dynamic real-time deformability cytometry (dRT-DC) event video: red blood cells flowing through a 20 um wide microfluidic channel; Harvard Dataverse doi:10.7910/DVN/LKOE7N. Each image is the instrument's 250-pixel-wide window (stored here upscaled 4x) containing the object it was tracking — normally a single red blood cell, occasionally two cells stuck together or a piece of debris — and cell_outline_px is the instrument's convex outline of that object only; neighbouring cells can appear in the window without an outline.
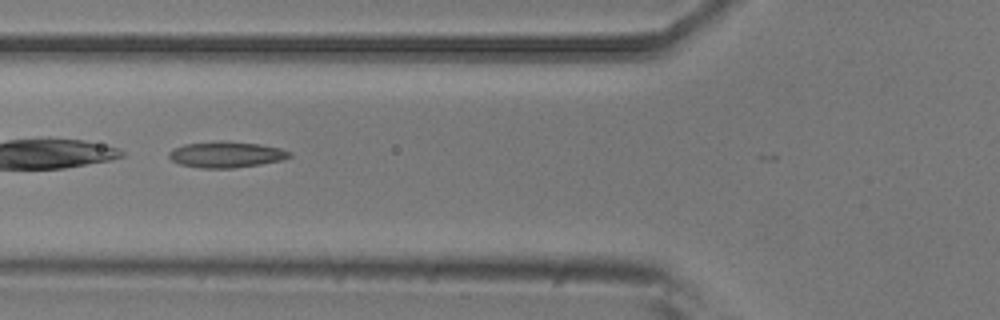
{"species": "common noctule bat (a hibernating species)", "species_latin": "Nyctalus noctula", "temperature_condition": "room temperature", "stored_images_in_passage": 3, "camera_frame_rate_fps": 3000, "um_per_image_px": 0.085, "animal": {"sex": "male", "body_mass_g": 20.5, "forearm_length_mm": 52.5}, "frame": {"image": 1, "passage_image": 2, "time_ms": 0.333, "image_size_px": [1000, 320], "cell_outline_px": [[292, 156], [280, 160], [260, 164], [232, 168], [200, 168], [180, 164], [172, 160], [168, 156], [168, 152], [172, 148], [184, 144], [220, 140], [228, 140], [260, 144], [280, 148], [292, 152]], "centroid_in_image_um": [19.2, 13.12], "position_along_channel_um": 106.6, "area_um2": 18.5}}